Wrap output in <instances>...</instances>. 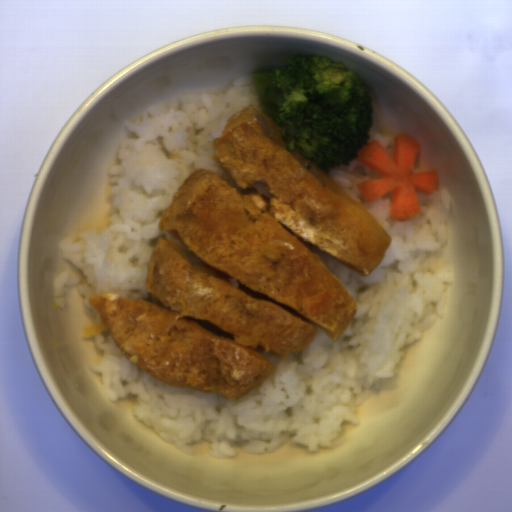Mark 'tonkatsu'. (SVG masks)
<instances>
[{
	"mask_svg": "<svg viewBox=\"0 0 512 512\" xmlns=\"http://www.w3.org/2000/svg\"><path fill=\"white\" fill-rule=\"evenodd\" d=\"M208 160L176 190L157 228L145 299L91 295L121 355L170 386L244 397L318 328L334 343L358 310L322 252L358 276L392 238L364 204L257 107L237 111Z\"/></svg>",
	"mask_w": 512,
	"mask_h": 512,
	"instance_id": "tonkatsu-1",
	"label": "tonkatsu"
}]
</instances>
